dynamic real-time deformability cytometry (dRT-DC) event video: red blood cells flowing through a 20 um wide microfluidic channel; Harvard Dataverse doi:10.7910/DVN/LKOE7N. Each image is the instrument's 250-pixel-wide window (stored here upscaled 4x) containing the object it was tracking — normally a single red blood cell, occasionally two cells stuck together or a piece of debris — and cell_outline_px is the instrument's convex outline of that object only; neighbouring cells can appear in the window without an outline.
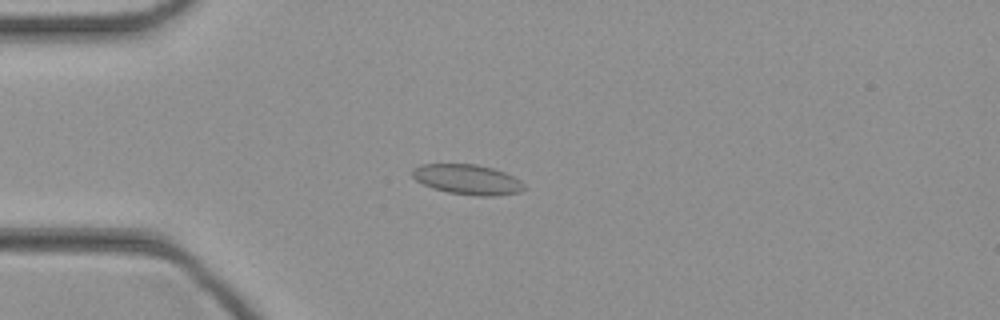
{"species": "common noctule bat (a hibernating species)", "species_latin": "Nyctalus noctula", "temperature_condition": "cold", "stored_images_in_passage": 45, "camera_frame_rate_fps": 3000, "um_per_image_px": 0.085, "animal": {"sex": "female", "body_mass_g": 21.9}, "frame": {"image": 1, "passage_image": 11, "time_ms": 3.333, "image_size_px": [1000, 320], "cell_outline_px": [[524, 188], [520, 192], [496, 196], [476, 196], [448, 192], [432, 188], [416, 180], [412, 176], [412, 168], [420, 164], [476, 164], [492, 168], [504, 172], [520, 180], [524, 184]], "centroid_in_image_um": [39.72, 15.25], "position_along_channel_um": 45.3, "area_um2": 19.59}}
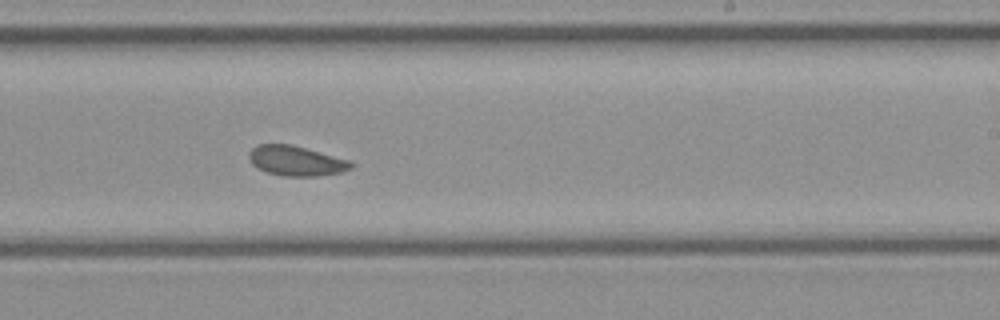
{"frame": {"image": 2, "passage_image": 27, "time_ms": 8.667, "image_size_px": [1000, 320], "cell_outline_px": [[356, 164], [352, 168], [340, 172], [316, 176], [284, 176], [268, 172], [256, 168], [252, 164], [248, 156], [248, 152], [256, 144], [292, 144], [352, 160]], "centroid_in_image_um": [25.19, 13.66], "position_along_channel_um": 263.8, "area_um2": 18.09}}
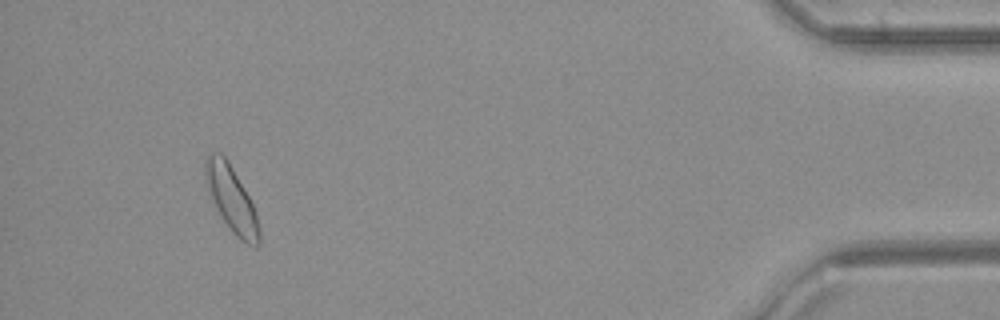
{"frame": {"image": 3, "passage_image": 42, "time_ms": 13.667, "image_size_px": [1000, 320], "cell_outline_px": [[260, 244], [256, 248], [240, 240], [232, 232], [224, 220], [208, 188], [204, 176], [204, 160], [208, 152], [220, 152], [228, 160], [248, 196], [256, 212], [260, 228]], "centroid_in_image_um": [19.69, 16.9], "position_along_channel_um": 415.5, "area_um2": 20.29}}